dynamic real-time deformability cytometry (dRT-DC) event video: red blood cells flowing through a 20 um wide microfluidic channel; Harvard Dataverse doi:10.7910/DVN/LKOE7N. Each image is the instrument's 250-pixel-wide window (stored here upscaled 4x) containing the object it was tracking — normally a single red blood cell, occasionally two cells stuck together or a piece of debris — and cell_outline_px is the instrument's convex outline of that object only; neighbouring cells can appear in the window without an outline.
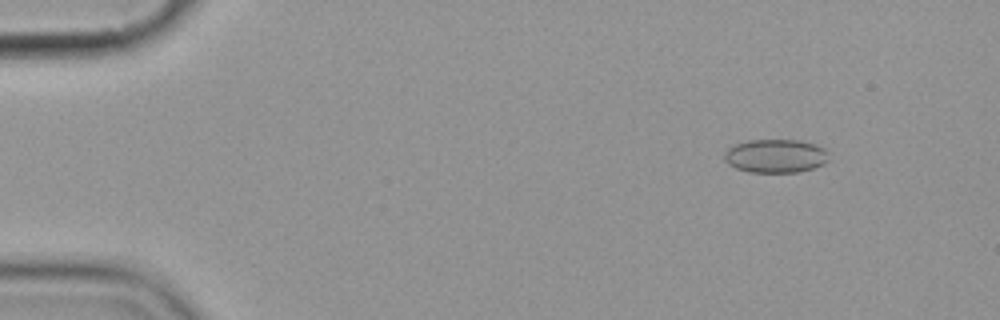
{"species": "common noctule bat (a hibernating species)", "species_latin": "Nyctalus noctula", "temperature_condition": "cold", "stored_images_in_passage": 5, "camera_frame_rate_fps": 3000, "um_per_image_px": 0.085, "animal": {"sex": "female", "body_mass_g": 19.9}, "frame": {"image": 1, "passage_image": 2, "time_ms": 1.0, "image_size_px": [1000, 320], "cell_outline_px": [[828, 160], [824, 164], [800, 172], [748, 172], [736, 168], [728, 164], [724, 160], [724, 152], [728, 148], [736, 144], [748, 140], [800, 140], [816, 144], [824, 148], [828, 152]], "centroid_in_image_um": [65.93, 13.25], "position_along_channel_um": 19.1, "area_um2": 20.58}}
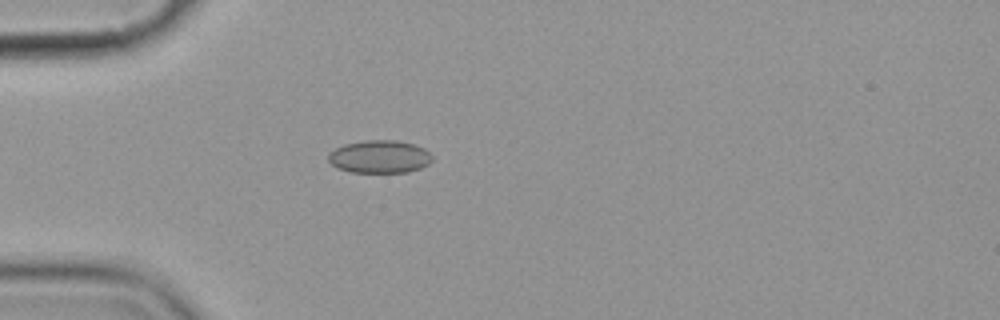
{"frame": {"image": 2, "passage_image": 5, "time_ms": 4.333, "image_size_px": [1000, 320], "cell_outline_px": [[432, 160], [428, 164], [420, 168], [408, 172], [352, 172], [336, 168], [328, 160], [328, 152], [344, 144], [368, 140], [396, 140], [412, 144], [424, 148], [432, 156]], "centroid_in_image_um": [32.24, 13.32], "position_along_channel_um": 52.8, "area_um2": 19.83}}